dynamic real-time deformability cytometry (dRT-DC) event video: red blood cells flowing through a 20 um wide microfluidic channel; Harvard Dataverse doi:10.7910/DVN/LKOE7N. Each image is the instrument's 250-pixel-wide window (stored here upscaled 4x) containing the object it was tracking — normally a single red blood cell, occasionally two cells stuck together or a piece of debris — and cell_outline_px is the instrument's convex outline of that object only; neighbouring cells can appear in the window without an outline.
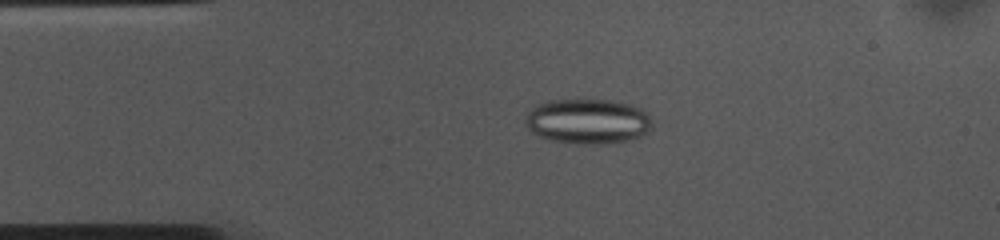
{"species": "common noctule bat (a hibernating species)", "species_latin": "Nyctalus noctula", "temperature_condition": "cold", "stored_images_in_passage": 53, "camera_frame_rate_fps": 3000, "um_per_image_px": 0.085, "animal": {"sex": "female", "body_mass_g": 10.0, "forearm_length_mm": 53.1}, "frame": {"image": 1, "passage_image": 10, "time_ms": 3.0, "image_size_px": [1000, 240], "cell_outline_px": [[652, 128], [648, 132], [632, 140], [600, 144], [576, 144], [552, 140], [540, 136], [532, 132], [524, 124], [524, 120], [528, 112], [536, 104], [552, 100], [616, 100], [632, 104], [648, 112], [652, 124]], "centroid_in_image_um": [49.99, 10.31], "position_along_channel_um": 35.0, "area_um2": 33.7}}
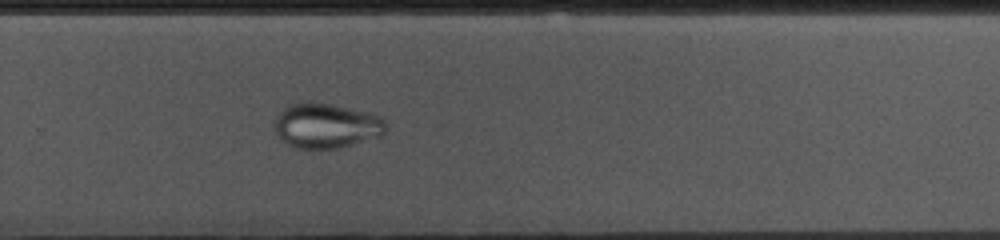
{"frame": {"image": 2, "passage_image": 34, "time_ms": 11.0, "image_size_px": [1000, 240], "cell_outline_px": [[388, 128], [384, 136], [340, 148], [296, 148], [288, 144], [276, 132], [272, 120], [288, 104], [332, 104], [380, 116], [388, 124]], "centroid_in_image_um": [27.78, 10.71], "position_along_channel_um": 302.0, "area_um2": 28.96}}
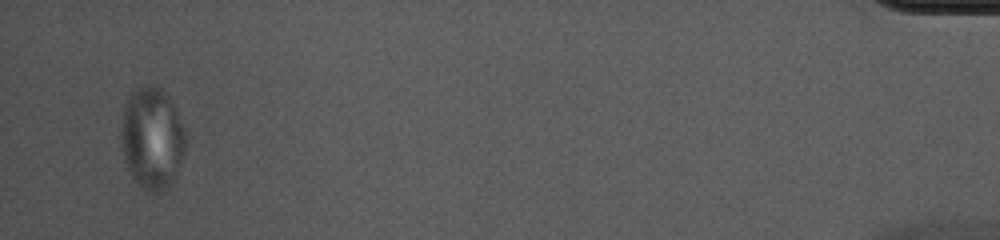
{"frame": {"image": 3, "passage_image": 51, "time_ms": 16.667, "image_size_px": [1000, 240], "cell_outline_px": [[184, 148], [176, 180], [172, 184], [160, 192], [148, 192], [140, 188], [128, 172], [120, 144], [120, 128], [124, 104], [128, 96], [132, 92], [144, 84], [156, 84], [168, 96], [184, 128]], "centroid_in_image_um": [12.88, 11.77], "position_along_channel_um": 422.3, "area_um2": 38.78}}